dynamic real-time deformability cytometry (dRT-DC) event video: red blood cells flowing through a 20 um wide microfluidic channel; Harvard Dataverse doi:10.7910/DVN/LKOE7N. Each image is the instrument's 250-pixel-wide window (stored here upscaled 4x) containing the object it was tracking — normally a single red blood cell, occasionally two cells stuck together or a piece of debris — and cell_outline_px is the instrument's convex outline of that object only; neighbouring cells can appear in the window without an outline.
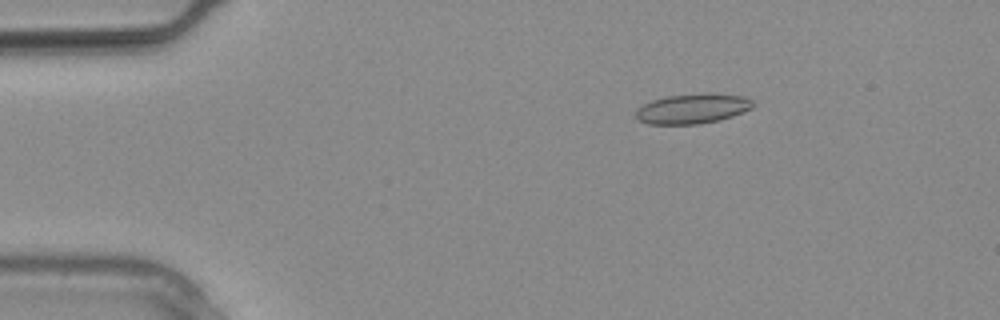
{"species": "common noctule bat (a hibernating species)", "species_latin": "Nyctalus noctula", "temperature_condition": "warm", "stored_images_in_passage": 8, "camera_frame_rate_fps": 3000, "um_per_image_px": 0.085, "animal": {"sex": "male", "body_mass_g": 20.4}, "frame": {"image": 1, "passage_image": 1, "time_ms": 0.0, "image_size_px": [1000, 320], "cell_outline_px": [[756, 104], [752, 108], [732, 116], [720, 120], [700, 124], [648, 124], [640, 120], [636, 116], [636, 108], [652, 100], [668, 96], [704, 92], [712, 92], [744, 96], [752, 100]], "centroid_in_image_um": [58.91, 9.22], "position_along_channel_um": 26.1, "area_um2": 20.69}}
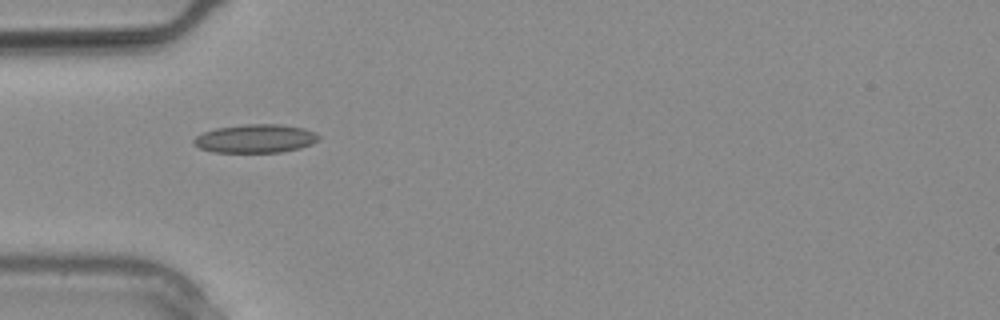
{"frame": {"image": 2, "passage_image": 5, "time_ms": 1.333, "image_size_px": [1000, 320], "cell_outline_px": [[320, 140], [312, 144], [300, 148], [280, 152], [212, 152], [200, 148], [192, 144], [192, 140], [196, 136], [204, 132], [216, 128], [244, 124], [280, 124], [304, 128], [316, 132], [320, 136]], "centroid_in_image_um": [21.73, 11.77], "position_along_channel_um": 63.3, "area_um2": 20.92}}